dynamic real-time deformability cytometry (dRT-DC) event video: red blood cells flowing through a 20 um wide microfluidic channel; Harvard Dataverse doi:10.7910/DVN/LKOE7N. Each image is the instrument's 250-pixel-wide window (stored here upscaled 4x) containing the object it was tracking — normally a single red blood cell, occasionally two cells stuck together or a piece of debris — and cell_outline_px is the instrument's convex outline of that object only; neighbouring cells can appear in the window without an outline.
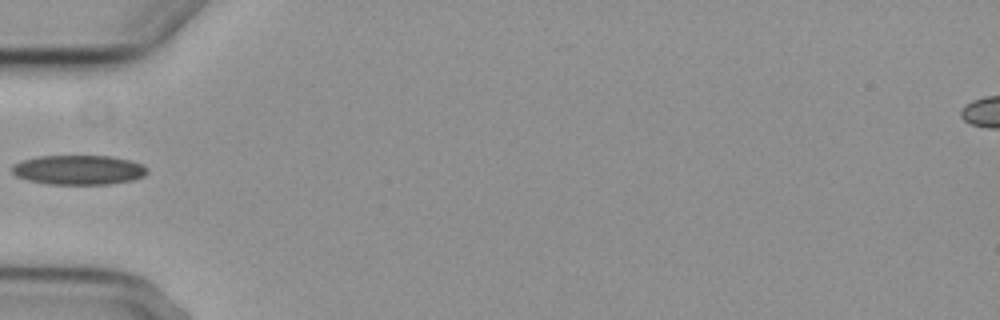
{"species": "common noctule bat (a hibernating species)", "species_latin": "Nyctalus noctula", "temperature_condition": "cold", "stored_images_in_passage": 2, "camera_frame_rate_fps": 3000, "um_per_image_px": 0.085, "animal": {"sex": "female", "body_mass_g": 29.2, "forearm_length_mm": 56.3}, "frame": {"image": 1, "passage_image": 1, "time_ms": 0.0, "image_size_px": [1000, 320], "cell_outline_px": [[148, 172], [144, 176], [132, 180], [108, 184], [48, 184], [28, 180], [16, 176], [12, 172], [12, 164], [20, 160], [36, 156], [112, 156], [132, 160], [144, 164], [148, 168]], "centroid_in_image_um": [6.69, 14.43], "position_along_channel_um": 78.3, "area_um2": 23.58}}
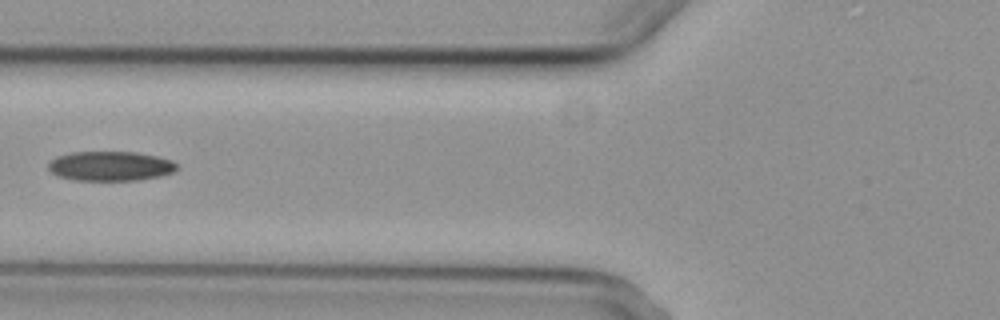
{"frame": {"image": 2, "passage_image": 2, "time_ms": 1.0, "image_size_px": [1000, 320], "cell_outline_px": [[180, 168], [172, 172], [160, 176], [140, 180], [72, 180], [56, 176], [48, 168], [48, 164], [56, 156], [72, 152], [136, 152], [156, 156], [172, 160]], "centroid_in_image_um": [9.38, 14.12], "position_along_channel_um": 116.4, "area_um2": 22.25}}